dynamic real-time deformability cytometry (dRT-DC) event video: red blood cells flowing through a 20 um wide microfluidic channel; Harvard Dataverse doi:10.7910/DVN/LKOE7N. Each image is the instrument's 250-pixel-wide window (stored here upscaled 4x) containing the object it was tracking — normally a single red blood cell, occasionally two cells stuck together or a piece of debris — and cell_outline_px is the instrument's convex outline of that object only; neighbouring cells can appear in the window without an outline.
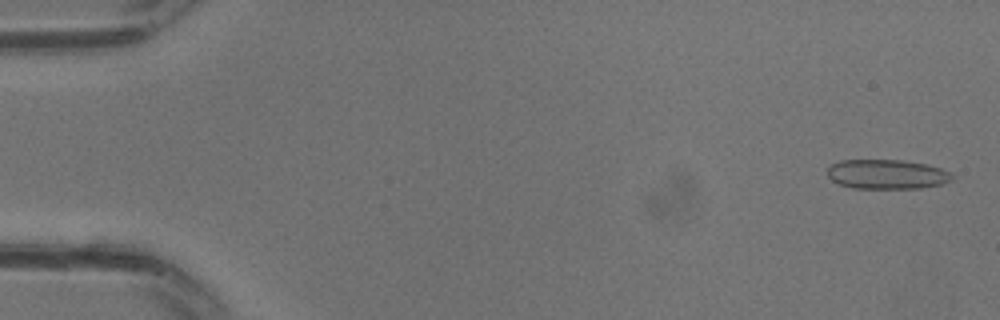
{"species": "common noctule bat (a hibernating species)", "species_latin": "Nyctalus noctula", "temperature_condition": "warm", "stored_images_in_passage": 17, "camera_frame_rate_fps": 3000, "um_per_image_px": 0.085, "animal": {"sex": "male", "body_mass_g": 13.3}, "frame": {"image": 1, "passage_image": 1, "time_ms": 0.0, "image_size_px": [1000, 320], "cell_outline_px": [[952, 180], [940, 184], [920, 188], [852, 188], [840, 184], [832, 180], [828, 176], [828, 168], [832, 164], [840, 160], [900, 160], [924, 164], [940, 168], [948, 172], [952, 176]], "centroid_in_image_um": [75.35, 14.81], "position_along_channel_um": 9.7, "area_um2": 21.15}}
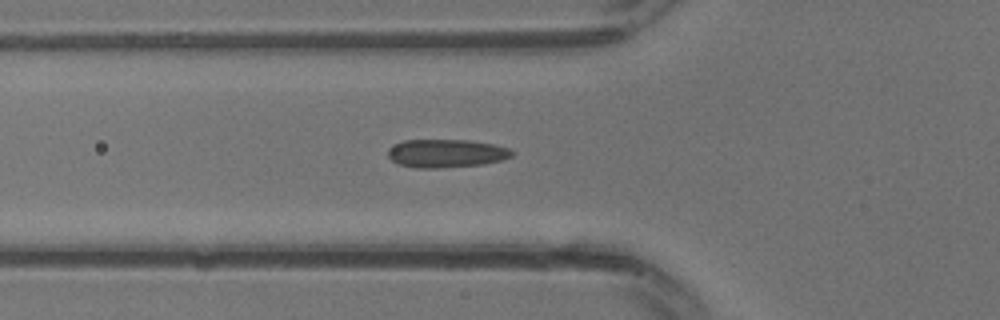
{"frame": {"image": 2, "passage_image": 11, "time_ms": 3.333, "image_size_px": [1000, 320], "cell_outline_px": [[516, 152], [512, 156], [500, 160], [484, 164], [436, 168], [416, 168], [400, 164], [392, 160], [388, 156], [388, 148], [404, 140], [468, 140], [492, 144], [508, 148]], "centroid_in_image_um": [37.93, 13.03], "position_along_channel_um": 87.9, "area_um2": 20.29}}
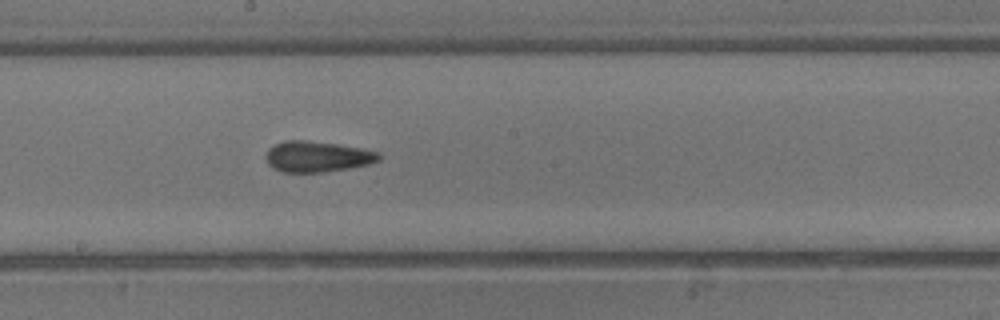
{"frame": {"image": 3, "passage_image": 17, "time_ms": 5.333, "image_size_px": [1000, 320], "cell_outline_px": [[380, 160], [368, 164], [348, 168], [324, 172], [284, 172], [272, 168], [268, 164], [264, 156], [268, 148], [284, 140], [304, 140], [336, 144], [360, 148], [380, 152]], "centroid_in_image_um": [26.93, 13.31], "position_along_channel_um": 221.3, "area_um2": 20.29}}